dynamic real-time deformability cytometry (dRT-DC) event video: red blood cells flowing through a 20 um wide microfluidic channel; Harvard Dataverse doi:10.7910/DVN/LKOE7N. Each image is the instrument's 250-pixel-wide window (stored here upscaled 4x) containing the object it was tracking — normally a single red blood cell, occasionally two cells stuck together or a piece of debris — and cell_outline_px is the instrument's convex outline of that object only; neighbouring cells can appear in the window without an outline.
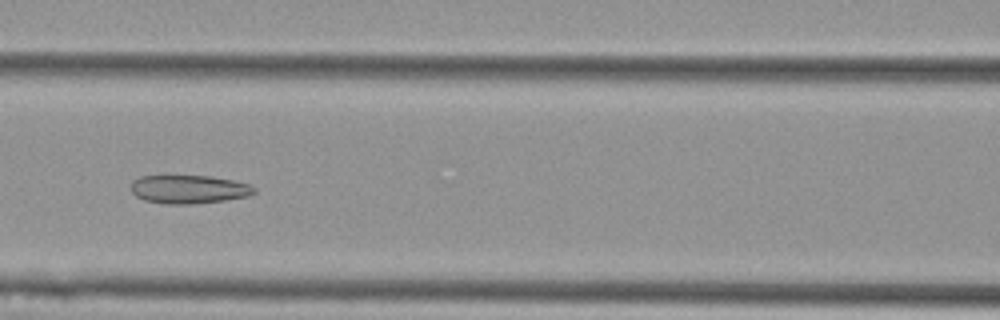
{"species": "Egyptian fruit bat (a non-hibernating species)", "species_latin": "Rousettus aegyptiacus", "temperature_condition": "cold", "stored_images_in_passage": 9, "camera_frame_rate_fps": 3000, "um_per_image_px": 0.085, "animal": {"sex": "female"}, "frame": {"image": 1, "passage_image": 7, "time_ms": 2.0, "image_size_px": [1000, 320], "cell_outline_px": [[256, 192], [248, 196], [224, 200], [192, 204], [164, 204], [144, 200], [136, 196], [132, 192], [128, 184], [132, 180], [140, 176], [212, 176], [232, 180], [248, 184], [256, 188]], "centroid_in_image_um": [16.0, 16.09], "position_along_channel_um": 150.6, "area_um2": 20.58}}
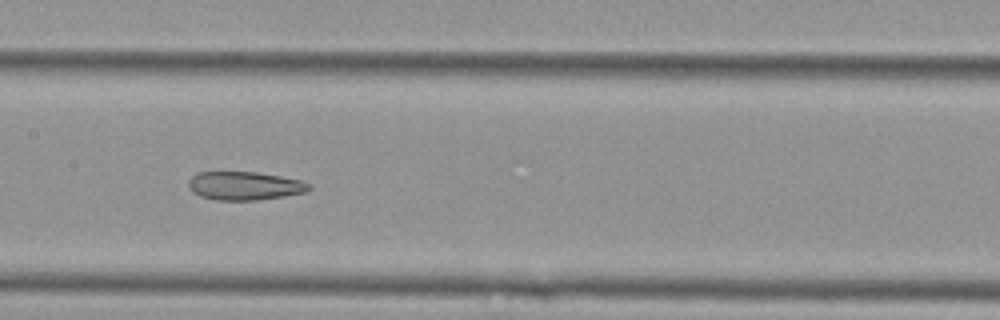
{"frame": {"image": 2, "passage_image": 8, "time_ms": 2.333, "image_size_px": [1000, 320], "cell_outline_px": [[312, 188], [308, 192], [284, 196], [256, 200], [216, 200], [200, 196], [192, 192], [188, 188], [188, 180], [196, 172], [256, 172], [280, 176], [300, 180], [312, 184]], "centroid_in_image_um": [20.79, 15.79], "position_along_channel_um": 186.6, "area_um2": 20.17}}
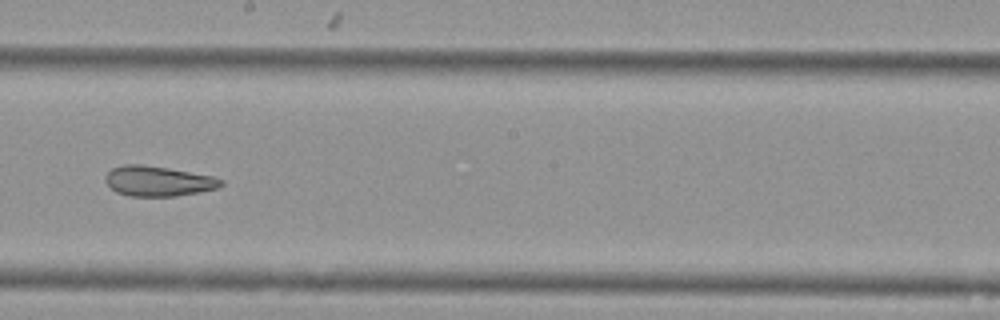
{"frame": {"image": 3, "passage_image": 9, "time_ms": 2.667, "image_size_px": [1000, 320], "cell_outline_px": [[224, 184], [220, 188], [200, 192], [176, 196], [128, 196], [116, 192], [104, 180], [104, 176], [112, 168], [124, 164], [140, 164], [168, 168], [212, 176], [224, 180]], "centroid_in_image_um": [13.45, 15.4], "position_along_channel_um": 234.7, "area_um2": 20.4}}